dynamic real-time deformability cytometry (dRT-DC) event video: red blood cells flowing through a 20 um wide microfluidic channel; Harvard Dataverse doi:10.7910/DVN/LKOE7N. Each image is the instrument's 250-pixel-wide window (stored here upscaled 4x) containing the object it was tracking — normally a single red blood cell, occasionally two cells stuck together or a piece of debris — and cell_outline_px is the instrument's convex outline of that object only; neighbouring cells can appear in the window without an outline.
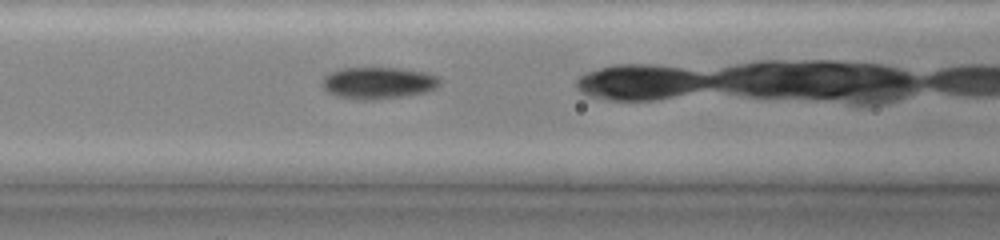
{"species": "common noctule bat (a hibernating species)", "species_latin": "Nyctalus noctula", "temperature_condition": "cold", "stored_images_in_passage": 34, "camera_frame_rate_fps": 3000, "um_per_image_px": 0.085, "animal": {"sex": "female", "body_mass_g": 19.0, "forearm_length_mm": 51.5}, "frame": {"image": 1, "passage_image": 15, "time_ms": 4.667, "image_size_px": [1000, 240], "cell_outline_px": [[440, 84], [436, 88], [428, 92], [380, 100], [356, 100], [336, 96], [328, 92], [320, 84], [324, 76], [332, 72], [344, 68], [400, 68], [424, 72], [436, 76], [440, 80]], "centroid_in_image_um": [32.14, 7.07], "position_along_channel_um": 134.5, "area_um2": 22.02}}
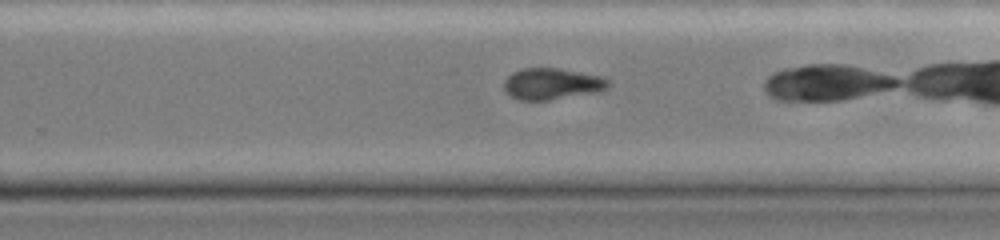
{"frame": {"image": 2, "passage_image": 26, "time_ms": 8.333, "image_size_px": [1000, 240], "cell_outline_px": [[612, 84], [608, 88], [600, 92], [548, 100], [516, 100], [504, 88], [504, 80], [512, 72], [524, 68], [556, 68], [600, 76], [608, 80]], "centroid_in_image_um": [46.94, 7.13], "position_along_channel_um": 282.9, "area_um2": 19.07}}